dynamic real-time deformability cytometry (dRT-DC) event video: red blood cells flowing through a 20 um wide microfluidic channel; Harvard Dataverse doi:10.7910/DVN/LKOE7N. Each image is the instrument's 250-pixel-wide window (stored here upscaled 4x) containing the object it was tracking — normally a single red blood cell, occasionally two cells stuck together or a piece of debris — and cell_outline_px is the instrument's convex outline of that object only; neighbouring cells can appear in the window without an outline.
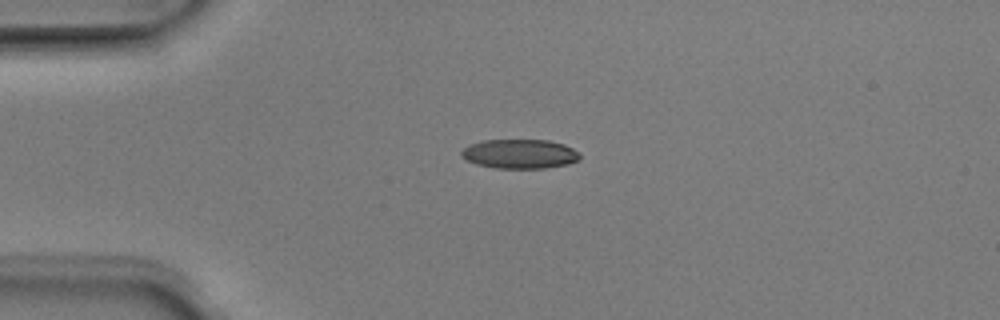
{"species": "Egyptian fruit bat (a non-hibernating species)", "species_latin": "Rousettus aegyptiacus", "temperature_condition": "room temperature", "stored_images_in_passage": 5, "camera_frame_rate_fps": 3000, "um_per_image_px": 0.085, "animal": {"sex": "male"}, "frame": {"image": 1, "passage_image": 1, "time_ms": 0.0, "image_size_px": [1000, 320], "cell_outline_px": [[580, 160], [568, 164], [544, 168], [496, 168], [476, 164], [460, 156], [460, 152], [468, 144], [484, 140], [548, 140], [564, 144], [580, 152]], "centroid_in_image_um": [44.19, 13.08], "position_along_channel_um": 40.8, "area_um2": 20.35}}
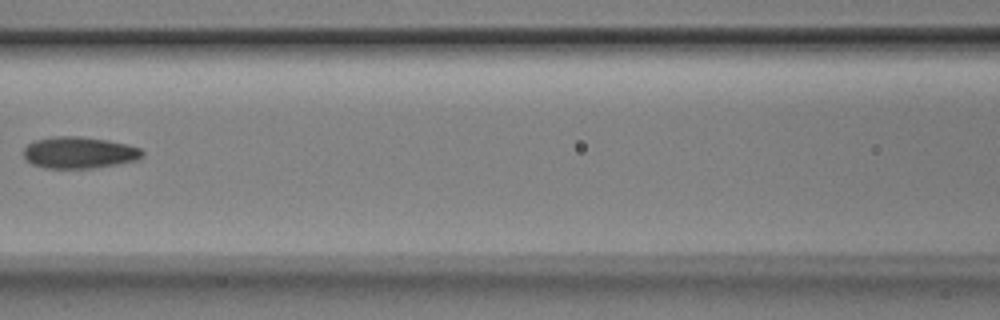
{"frame": {"image": 2, "passage_image": 4, "time_ms": 1.0, "image_size_px": [1000, 320], "cell_outline_px": [[144, 156], [140, 160], [120, 164], [92, 168], [44, 168], [32, 164], [24, 156], [24, 148], [28, 144], [36, 140], [56, 136], [80, 136], [108, 140], [128, 144], [140, 148], [144, 152]], "centroid_in_image_um": [6.79, 12.97], "position_along_channel_um": 159.8, "area_um2": 22.08}}
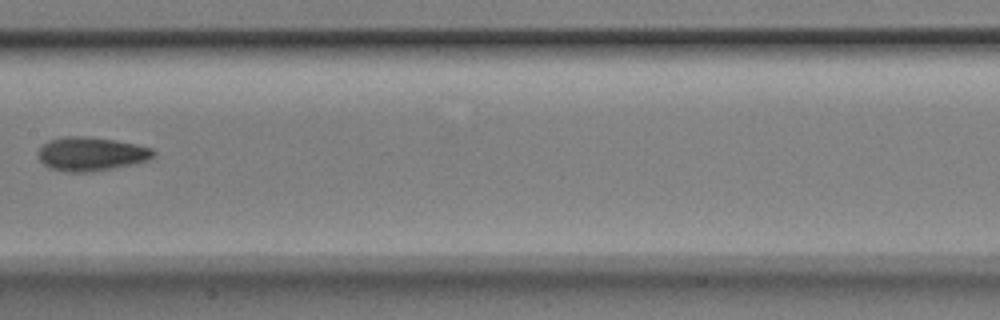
{"frame": {"image": 3, "passage_image": 5, "time_ms": 1.333, "image_size_px": [1000, 320], "cell_outline_px": [[156, 156], [148, 160], [132, 164], [92, 172], [64, 172], [48, 168], [40, 160], [36, 152], [48, 140], [64, 136], [84, 136], [112, 140], [136, 144], [152, 148], [156, 152]], "centroid_in_image_um": [7.72, 13.09], "position_along_channel_um": 199.7, "area_um2": 22.83}}